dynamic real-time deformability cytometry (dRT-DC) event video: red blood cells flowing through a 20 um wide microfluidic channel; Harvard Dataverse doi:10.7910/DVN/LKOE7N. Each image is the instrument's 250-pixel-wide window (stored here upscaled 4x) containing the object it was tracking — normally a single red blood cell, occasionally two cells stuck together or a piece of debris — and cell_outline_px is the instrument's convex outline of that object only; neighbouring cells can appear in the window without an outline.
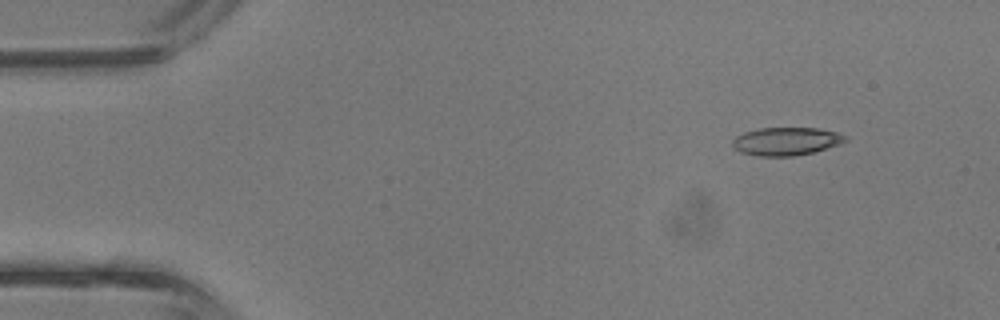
{"species": "common noctule bat (a hibernating species)", "species_latin": "Nyctalus noctula", "temperature_condition": "room temperature", "stored_images_in_passage": 4, "camera_frame_rate_fps": 3000, "um_per_image_px": 0.085, "animal": {"sex": "male", "body_mass_g": 13.3}, "frame": {"image": 1, "passage_image": 2, "time_ms": 0.333, "image_size_px": [1000, 320], "cell_outline_px": [[848, 140], [840, 144], [812, 152], [792, 156], [756, 156], [740, 152], [732, 144], [732, 140], [736, 136], [744, 132], [760, 128], [820, 128], [836, 132], [844, 136]], "centroid_in_image_um": [66.8, 12.01], "position_along_channel_um": 18.2, "area_um2": 18.32}}
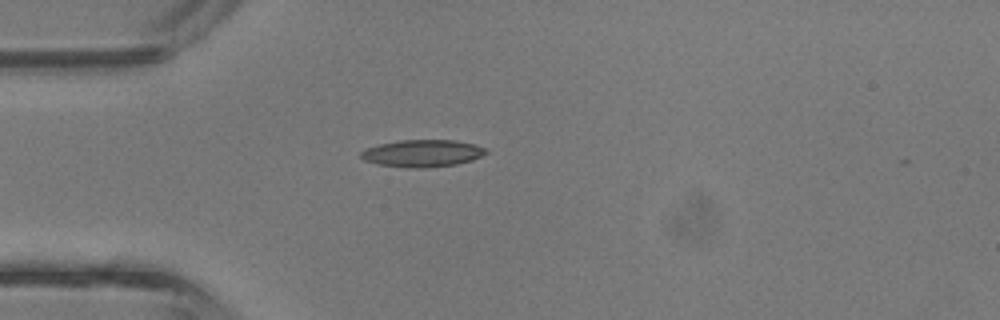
{"frame": {"image": 2, "passage_image": 4, "time_ms": 1.0, "image_size_px": [1000, 320], "cell_outline_px": [[488, 152], [472, 160], [456, 164], [424, 168], [404, 168], [376, 164], [364, 160], [360, 156], [360, 152], [364, 148], [380, 144], [400, 140], [456, 140], [476, 144], [484, 148]], "centroid_in_image_um": [35.87, 13.03], "position_along_channel_um": 49.1, "area_um2": 19.94}}